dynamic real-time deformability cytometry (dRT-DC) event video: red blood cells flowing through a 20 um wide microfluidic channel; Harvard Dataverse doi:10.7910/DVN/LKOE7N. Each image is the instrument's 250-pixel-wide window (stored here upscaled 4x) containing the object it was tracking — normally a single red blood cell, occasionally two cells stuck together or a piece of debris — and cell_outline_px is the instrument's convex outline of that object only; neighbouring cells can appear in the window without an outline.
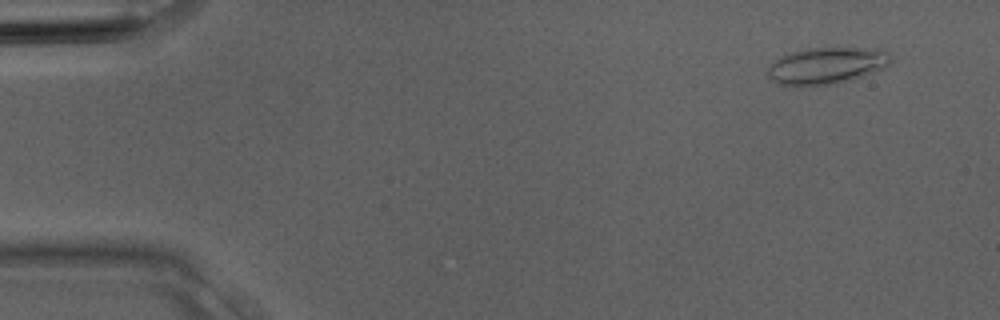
{"species": "Egyptian fruit bat (a non-hibernating species)", "species_latin": "Rousettus aegyptiacus", "temperature_condition": "room temperature", "stored_images_in_passage": 4, "camera_frame_rate_fps": 3000, "um_per_image_px": 0.085, "animal": {"sex": "male"}, "frame": {"image": 1, "passage_image": 1, "time_ms": 0.0, "image_size_px": [1000, 320], "cell_outline_px": [[892, 60], [884, 68], [852, 80], [836, 84], [800, 88], [792, 88], [780, 84], [772, 80], [768, 76], [768, 68], [776, 60], [792, 52], [808, 48], [876, 48], [888, 52]], "centroid_in_image_um": [70.26, 5.62], "position_along_channel_um": 14.7, "area_um2": 26.7}}